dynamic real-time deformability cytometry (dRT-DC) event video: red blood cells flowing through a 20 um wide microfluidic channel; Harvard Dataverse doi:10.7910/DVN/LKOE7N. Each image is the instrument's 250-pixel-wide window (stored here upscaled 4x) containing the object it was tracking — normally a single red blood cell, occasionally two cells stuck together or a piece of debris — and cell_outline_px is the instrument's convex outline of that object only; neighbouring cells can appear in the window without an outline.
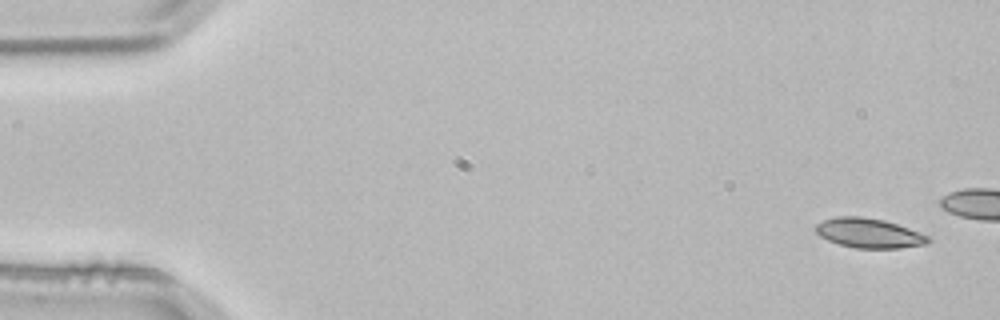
{"species": "common noctule bat (a hibernating species)", "species_latin": "Nyctalus noctula", "temperature_condition": "room temperature", "stored_images_in_passage": 3, "camera_frame_rate_fps": 3000, "um_per_image_px": 0.085, "animal": {"sex": "male", "body_mass_g": 21.5, "forearm_length_mm": 52.0}, "frame": {"image": 1, "passage_image": 1, "time_ms": 0.0, "image_size_px": [1000, 320], "cell_outline_px": [[932, 240], [928, 244], [900, 248], [856, 248], [840, 244], [828, 240], [820, 236], [812, 228], [816, 224], [824, 220], [836, 216], [860, 216], [884, 220], [932, 236]], "centroid_in_image_um": [73.89, 19.81], "position_along_channel_um": 11.1, "area_um2": 19.59}}